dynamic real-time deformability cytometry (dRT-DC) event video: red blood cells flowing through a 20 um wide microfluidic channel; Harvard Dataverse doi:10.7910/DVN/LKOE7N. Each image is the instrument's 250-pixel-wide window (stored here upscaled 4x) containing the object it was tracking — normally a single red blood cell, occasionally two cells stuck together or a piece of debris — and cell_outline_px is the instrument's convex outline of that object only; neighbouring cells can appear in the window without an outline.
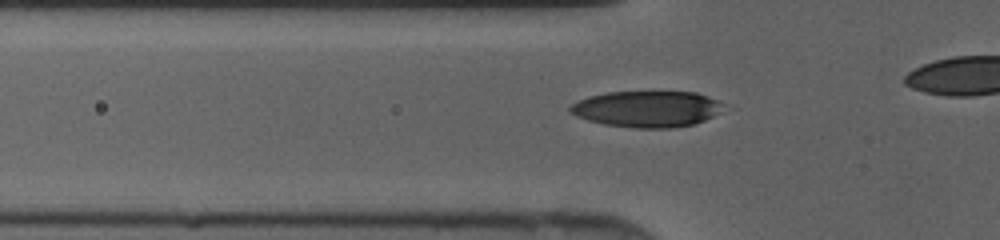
{"species": "human", "species_latin": "Homo sapiens", "temperature_condition": "cold", "stored_images_in_passage": 28, "camera_frame_rate_fps": 3000, "um_per_image_px": 0.085, "donor": {"sex": "female"}, "frame": {"image": 1, "passage_image": 6, "time_ms": 1.667, "image_size_px": [1000, 240], "cell_outline_px": [[736, 108], [704, 120], [692, 124], [672, 128], [636, 128], [604, 124], [588, 120], [576, 116], [568, 112], [568, 108], [572, 104], [588, 96], [608, 92], [696, 92], [708, 96]], "centroid_in_image_um": [55.12, 9.26], "position_along_channel_um": 70.7, "area_um2": 33.0}}
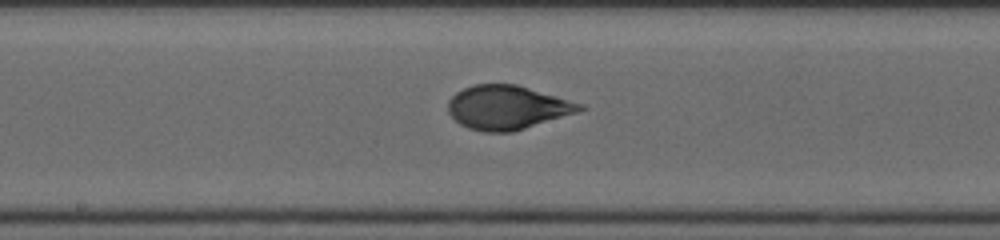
{"frame": {"image": 2, "passage_image": 15, "time_ms": 4.667, "image_size_px": [1000, 240], "cell_outline_px": [[588, 108], [576, 112], [512, 132], [484, 132], [468, 128], [460, 124], [448, 112], [448, 100], [456, 92], [472, 84], [516, 84], [584, 104]], "centroid_in_image_um": [43.1, 9.12], "position_along_channel_um": 205.1, "area_um2": 33.52}}
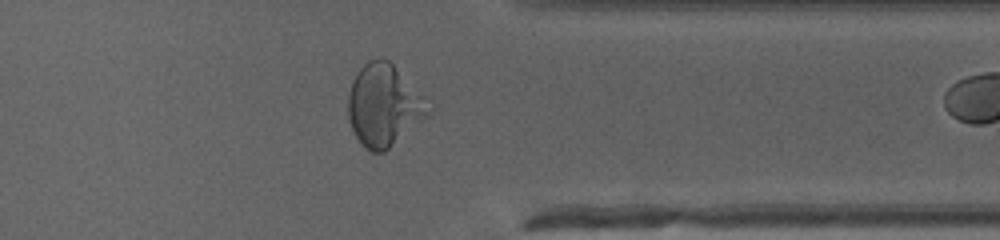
{"frame": {"image": 3, "passage_image": 27, "time_ms": 8.667, "image_size_px": [1000, 240], "cell_outline_px": [[432, 108], [424, 116], [384, 152], [372, 152], [364, 148], [356, 136], [352, 128], [348, 116], [348, 92], [352, 80], [356, 72], [368, 60], [380, 56], [388, 60], [424, 96]], "centroid_in_image_um": [32.57, 8.91], "position_along_channel_um": 378.8, "area_um2": 37.63}}